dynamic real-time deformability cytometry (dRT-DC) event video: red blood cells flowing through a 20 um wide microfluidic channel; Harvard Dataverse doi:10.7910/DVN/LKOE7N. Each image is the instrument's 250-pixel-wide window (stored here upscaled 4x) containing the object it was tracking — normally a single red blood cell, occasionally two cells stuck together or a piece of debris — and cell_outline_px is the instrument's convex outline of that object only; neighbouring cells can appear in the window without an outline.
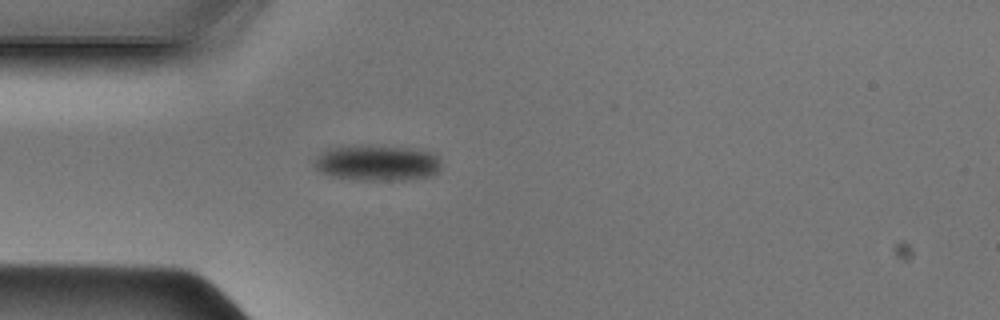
{"species": "Egyptian fruit bat (a non-hibernating species)", "species_latin": "Rousettus aegyptiacus", "temperature_condition": "cold", "stored_images_in_passage": 36, "camera_frame_rate_fps": 3000, "um_per_image_px": 0.085, "animal": {"sex": "male"}, "frame": {"image": 1, "passage_image": 1, "time_ms": 0.0, "image_size_px": [1000, 320], "cell_outline_px": [[440, 168], [432, 176], [400, 180], [356, 180], [332, 176], [320, 172], [312, 164], [312, 160], [320, 152], [328, 148], [368, 144], [424, 148], [440, 156]], "centroid_in_image_um": [32.07, 13.81], "position_along_channel_um": 52.9, "area_um2": 27.46}}
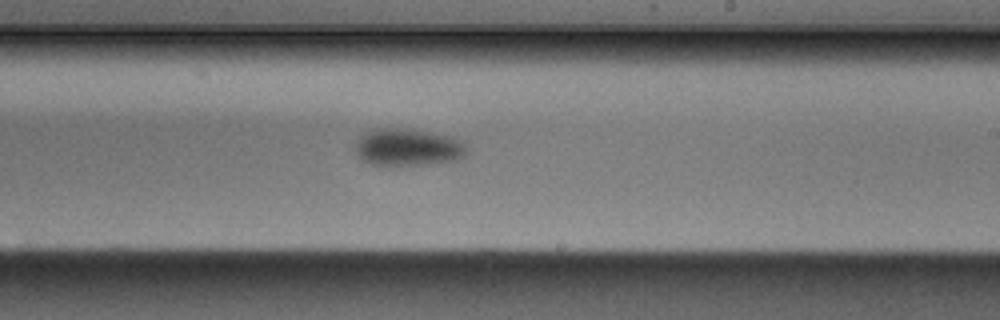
{"frame": {"image": 2, "passage_image": 16, "time_ms": 5.0, "image_size_px": [1000, 320], "cell_outline_px": [[464, 156], [456, 160], [428, 164], [372, 164], [360, 160], [356, 152], [356, 144], [360, 136], [376, 128], [412, 128], [452, 136], [460, 140], [464, 144]], "centroid_in_image_um": [34.66, 12.49], "position_along_channel_um": 254.3, "area_um2": 23.99}}
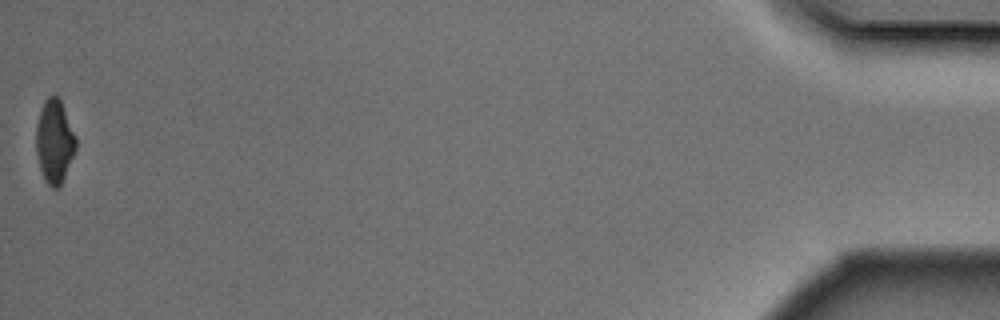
{"frame": {"image": 3, "passage_image": 36, "time_ms": 11.667, "image_size_px": [1000, 320], "cell_outline_px": [[76, 148], [64, 176], [60, 184], [56, 188], [52, 188], [44, 180], [40, 168], [36, 152], [36, 124], [44, 100], [48, 96], [56, 96], [60, 100], [76, 136]], "centroid_in_image_um": [4.61, 12.01], "position_along_channel_um": 430.6, "area_um2": 19.02}}